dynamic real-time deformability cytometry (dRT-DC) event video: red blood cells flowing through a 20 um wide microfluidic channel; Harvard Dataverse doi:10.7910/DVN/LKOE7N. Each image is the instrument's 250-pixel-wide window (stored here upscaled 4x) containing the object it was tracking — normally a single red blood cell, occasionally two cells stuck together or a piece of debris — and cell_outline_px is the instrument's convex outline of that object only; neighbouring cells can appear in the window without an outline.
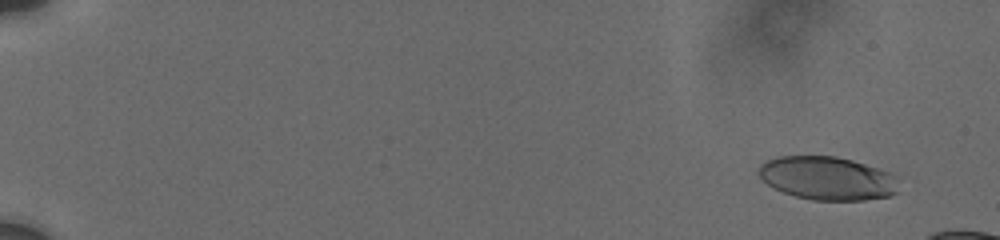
{"species": "human", "species_latin": "Homo sapiens", "temperature_condition": "cold", "stored_images_in_passage": 11, "camera_frame_rate_fps": 3000, "um_per_image_px": 0.085, "donor": {"sex": "male"}, "frame": {"image": 1, "passage_image": 2, "time_ms": 0.667, "image_size_px": [1000, 240], "cell_outline_px": [[900, 192], [892, 196], [864, 200], [812, 200], [796, 196], [784, 192], [768, 184], [756, 172], [760, 164], [776, 156], [836, 156], [852, 160], [892, 172], [900, 176]], "centroid_in_image_um": [70.43, 15.15], "position_along_channel_um": 14.6, "area_um2": 36.01}}